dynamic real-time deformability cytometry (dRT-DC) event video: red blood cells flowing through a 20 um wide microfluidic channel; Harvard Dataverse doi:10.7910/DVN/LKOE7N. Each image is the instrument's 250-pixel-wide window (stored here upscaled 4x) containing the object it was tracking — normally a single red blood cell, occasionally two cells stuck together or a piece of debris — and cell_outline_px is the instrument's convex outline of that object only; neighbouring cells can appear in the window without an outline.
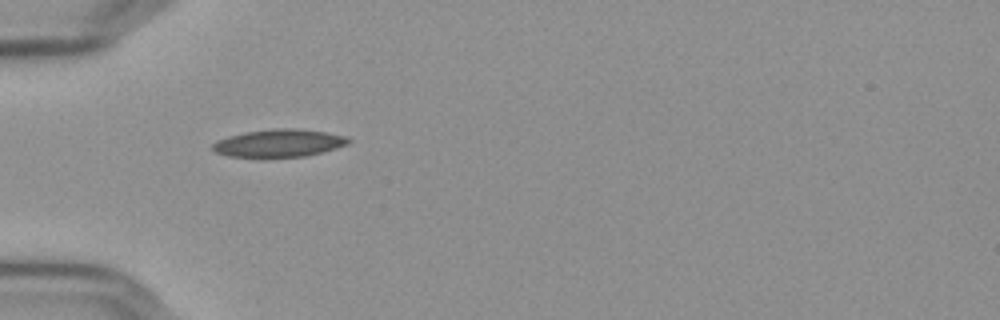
{"species": "Egyptian fruit bat (a non-hibernating species)", "species_latin": "Rousettus aegyptiacus", "temperature_condition": "cold", "stored_images_in_passage": 6, "camera_frame_rate_fps": 3000, "um_per_image_px": 0.085, "frame": {"image": 1, "passage_image": 1, "time_ms": 0.0, "image_size_px": [1000, 320], "cell_outline_px": [[352, 140], [348, 144], [336, 148], [304, 156], [264, 160], [260, 160], [228, 156], [212, 152], [212, 144], [216, 140], [228, 136], [244, 132], [272, 128], [300, 128], [324, 132], [344, 136]], "centroid_in_image_um": [23.61, 12.2], "position_along_channel_um": 61.4, "area_um2": 22.89}}
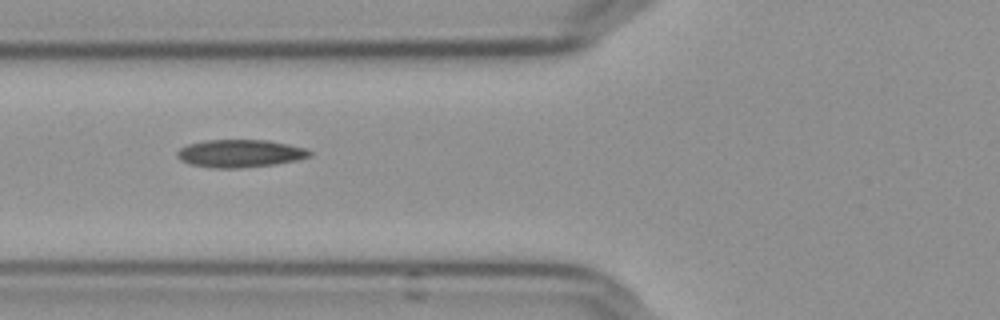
{"frame": {"image": 2, "passage_image": 2, "time_ms": 0.333, "image_size_px": [1000, 320], "cell_outline_px": [[312, 156], [296, 160], [276, 164], [240, 168], [216, 168], [192, 164], [180, 160], [176, 156], [176, 152], [180, 148], [188, 144], [204, 140], [268, 140], [308, 148], [312, 152]], "centroid_in_image_um": [20.43, 13.03], "position_along_channel_um": 105.4, "area_um2": 21.5}}
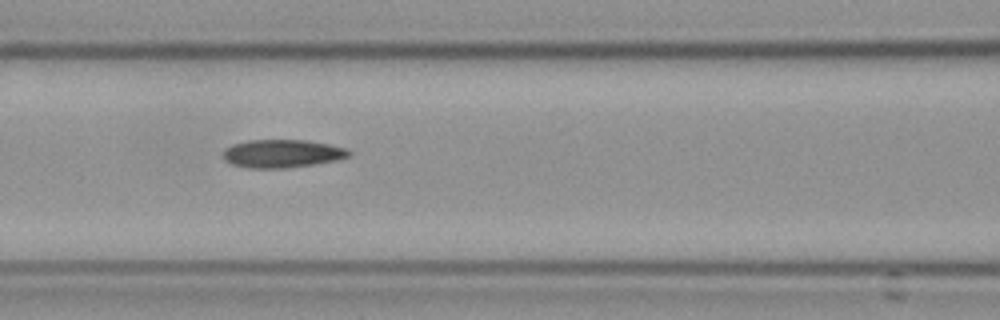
{"frame": {"image": 3, "passage_image": 3, "time_ms": 0.667, "image_size_px": [1000, 320], "cell_outline_px": [[352, 156], [340, 160], [316, 164], [284, 168], [248, 168], [232, 164], [224, 160], [224, 148], [232, 144], [248, 140], [308, 140], [348, 148], [352, 152]], "centroid_in_image_um": [24.04, 13.05], "position_along_channel_um": 142.6, "area_um2": 20.92}}